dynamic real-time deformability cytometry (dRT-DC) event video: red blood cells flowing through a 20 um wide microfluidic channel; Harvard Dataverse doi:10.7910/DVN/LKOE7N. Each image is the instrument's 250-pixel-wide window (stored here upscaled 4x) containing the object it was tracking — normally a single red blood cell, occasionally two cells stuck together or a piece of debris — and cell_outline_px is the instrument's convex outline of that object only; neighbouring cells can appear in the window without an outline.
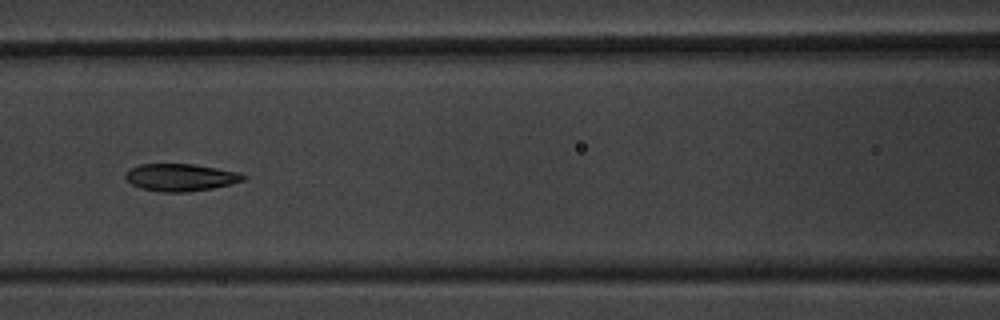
{"species": "common noctule bat (a hibernating species)", "species_latin": "Nyctalus noctula", "temperature_condition": "warm", "stored_images_in_passage": 7, "camera_frame_rate_fps": 3000, "um_per_image_px": 0.085, "animal": {"sex": "male", "body_mass_g": 20.1, "forearm_length_mm": 53.5}, "frame": {"image": 1, "passage_image": 5, "time_ms": 7.0, "image_size_px": [1000, 320], "cell_outline_px": [[248, 176], [244, 180], [232, 184], [212, 188], [188, 192], [160, 192], [140, 188], [132, 184], [124, 176], [124, 172], [140, 164], [192, 164], [240, 172]], "centroid_in_image_um": [15.36, 15.08], "position_along_channel_um": 151.2, "area_um2": 18.84}}
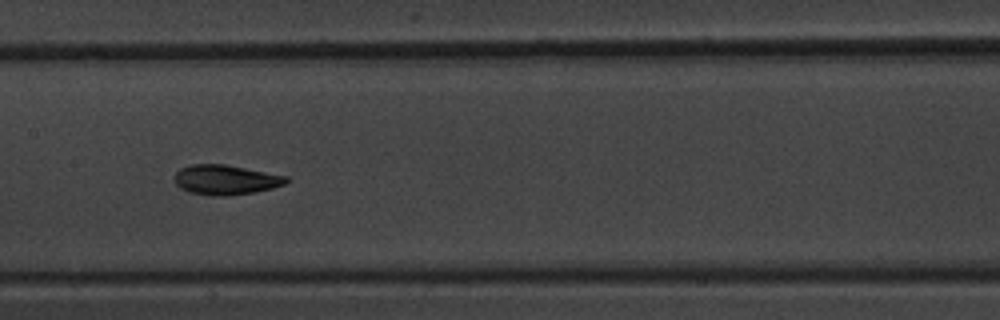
{"frame": {"image": 2, "passage_image": 6, "time_ms": 8.0, "image_size_px": [1000, 320], "cell_outline_px": [[292, 180], [284, 184], [272, 188], [256, 192], [228, 196], [216, 196], [188, 192], [180, 188], [176, 184], [176, 172], [180, 168], [192, 164], [224, 164], [288, 176]], "centroid_in_image_um": [19.21, 15.28], "position_along_channel_um": 188.2, "area_um2": 19.48}}
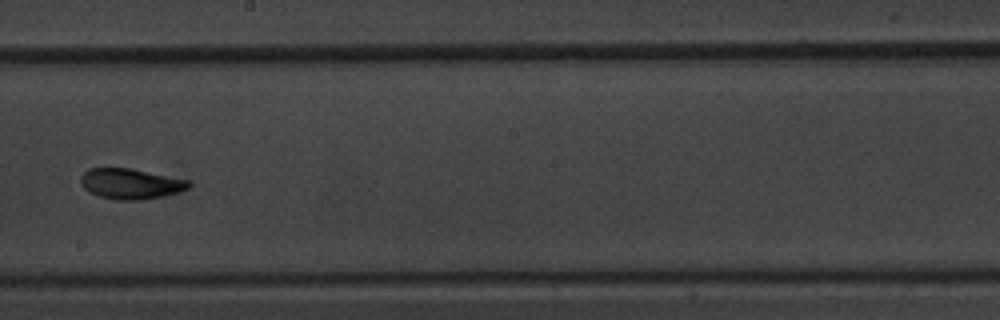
{"frame": {"image": 3, "passage_image": 7, "time_ms": 9.333, "image_size_px": [1000, 320], "cell_outline_px": [[192, 184], [188, 188], [176, 192], [160, 196], [140, 200], [116, 200], [100, 196], [88, 192], [80, 184], [80, 176], [88, 168], [128, 168], [188, 180]], "centroid_in_image_um": [11.04, 15.62], "position_along_channel_um": 237.2, "area_um2": 18.96}}